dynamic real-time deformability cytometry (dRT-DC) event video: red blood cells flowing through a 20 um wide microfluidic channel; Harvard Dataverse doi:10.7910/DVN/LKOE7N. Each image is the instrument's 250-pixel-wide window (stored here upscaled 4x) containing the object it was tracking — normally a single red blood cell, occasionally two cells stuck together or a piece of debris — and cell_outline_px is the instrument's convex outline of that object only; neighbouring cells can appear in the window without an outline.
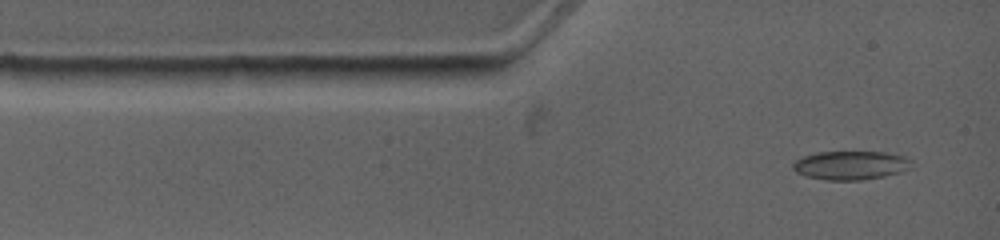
{"species": "common noctule bat (a hibernating species)", "species_latin": "Nyctalus noctula", "temperature_condition": "warm", "stored_images_in_passage": 3, "camera_frame_rate_fps": 4500, "um_per_image_px": 0.085, "animal": {"sex": "female", "body_mass_g": 19.0, "forearm_length_mm": 53.3}, "frame": {"image": 1, "passage_image": 1, "time_ms": 0.0, "image_size_px": [1000, 240], "cell_outline_px": [[912, 160], [900, 172], [884, 176], [860, 180], [828, 180], [808, 176], [796, 172], [792, 168], [792, 164], [800, 156], [816, 152], [884, 152], [904, 156]], "centroid_in_image_um": [72.22, 14.04], "position_along_channel_um": 12.8, "area_um2": 19.59}}
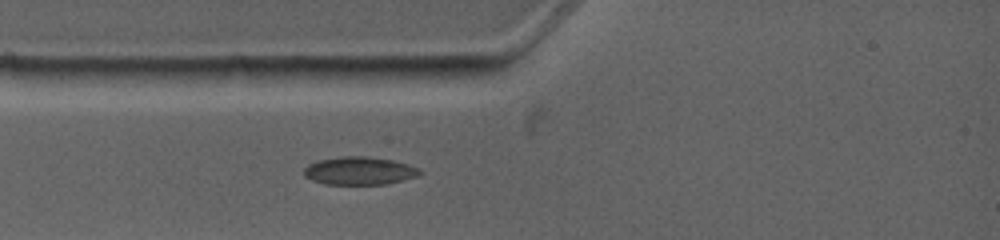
{"frame": {"image": 2, "passage_image": 3, "time_ms": 1.778, "image_size_px": [1000, 240], "cell_outline_px": [[424, 172], [416, 176], [384, 184], [328, 184], [312, 180], [304, 176], [304, 168], [308, 164], [316, 160], [340, 156], [368, 156], [392, 160], [408, 164]], "centroid_in_image_um": [30.5, 14.5], "position_along_channel_um": 54.5, "area_um2": 18.79}}